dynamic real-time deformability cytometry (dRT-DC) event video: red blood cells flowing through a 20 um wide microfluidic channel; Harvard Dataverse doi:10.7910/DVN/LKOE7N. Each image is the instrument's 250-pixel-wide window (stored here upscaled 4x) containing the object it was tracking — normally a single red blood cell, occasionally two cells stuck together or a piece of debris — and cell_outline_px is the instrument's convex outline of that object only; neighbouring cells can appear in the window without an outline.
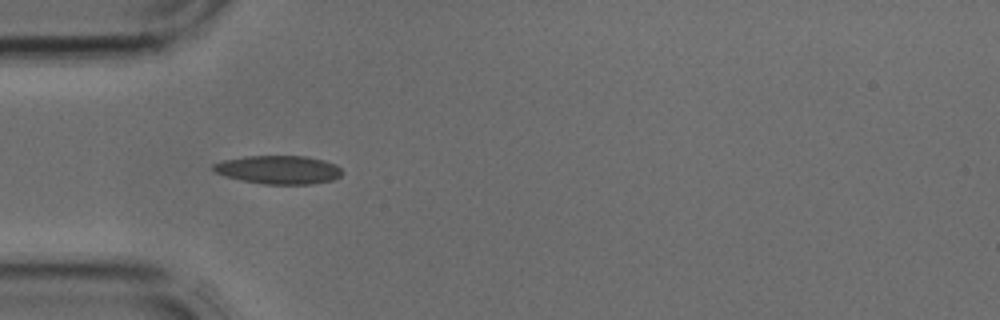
{"species": "common noctule bat (a hibernating species)", "species_latin": "Nyctalus noctula", "temperature_condition": "cold", "stored_images_in_passage": 28, "camera_frame_rate_fps": 3000, "um_per_image_px": 0.085, "animal": {"sex": "male", "body_mass_g": 17.9, "forearm_length_mm": 54.2}, "frame": {"image": 1, "passage_image": 5, "time_ms": 1.333, "image_size_px": [1000, 320], "cell_outline_px": [[344, 172], [340, 176], [332, 180], [312, 184], [264, 184], [244, 180], [228, 176], [216, 172], [212, 168], [212, 164], [224, 160], [244, 156], [304, 156], [324, 160], [336, 164]], "centroid_in_image_um": [23.72, 14.42], "position_along_channel_um": 61.3, "area_um2": 21.21}}
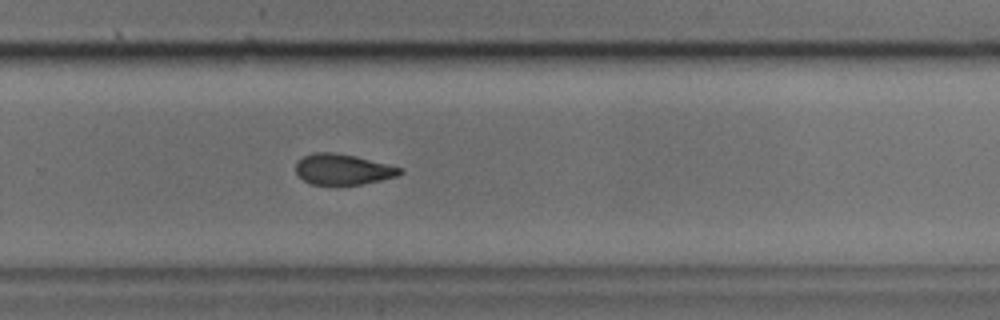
{"frame": {"image": 2, "passage_image": 20, "time_ms": 6.333, "image_size_px": [1000, 320], "cell_outline_px": [[404, 172], [396, 176], [380, 180], [360, 184], [336, 188], [312, 184], [304, 180], [296, 172], [296, 160], [312, 152], [336, 152], [356, 156], [404, 168]], "centroid_in_image_um": [29.12, 14.42], "position_along_channel_um": 300.7, "area_um2": 19.31}}